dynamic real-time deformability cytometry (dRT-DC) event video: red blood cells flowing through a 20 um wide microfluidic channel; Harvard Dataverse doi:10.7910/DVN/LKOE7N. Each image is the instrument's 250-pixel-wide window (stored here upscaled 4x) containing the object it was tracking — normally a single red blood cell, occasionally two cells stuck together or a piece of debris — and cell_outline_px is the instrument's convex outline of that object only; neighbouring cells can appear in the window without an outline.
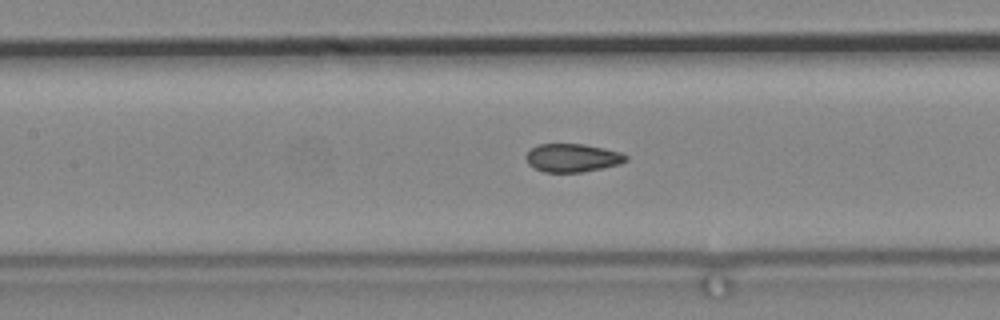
{"species": "common noctule bat (a hibernating species)", "species_latin": "Nyctalus noctula", "temperature_condition": "cold", "stored_images_in_passage": 55, "segment_of_instrument_passage": [2, 2], "camera_frame_rate_fps": 3000, "um_per_image_px": 0.085, "animal": {"sex": "male", "body_mass_g": 19.2, "forearm_length_mm": 51.8}, "frame": {"image": 1, "passage_image": 20, "time_ms": 6.333, "image_size_px": [1000, 320], "cell_outline_px": [[628, 160], [620, 164], [584, 172], [544, 172], [528, 164], [524, 156], [532, 148], [540, 144], [584, 144], [604, 148], [620, 152], [628, 156]], "centroid_in_image_um": [48.67, 13.42], "position_along_channel_um": 158.7, "area_um2": 16.47}}
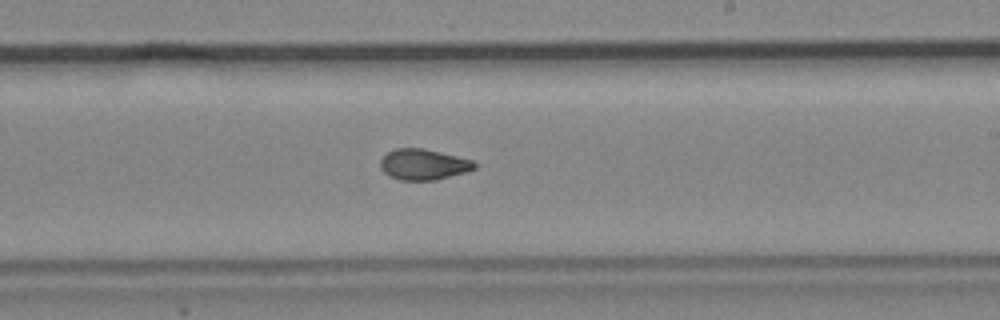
{"frame": {"image": 2, "passage_image": 29, "time_ms": 9.333, "image_size_px": [1000, 320], "cell_outline_px": [[476, 168], [464, 172], [436, 180], [400, 180], [388, 176], [380, 168], [380, 160], [388, 152], [396, 148], [424, 148], [472, 160], [476, 164]], "centroid_in_image_um": [35.96, 13.98], "position_along_channel_um": 253.0, "area_um2": 16.82}}
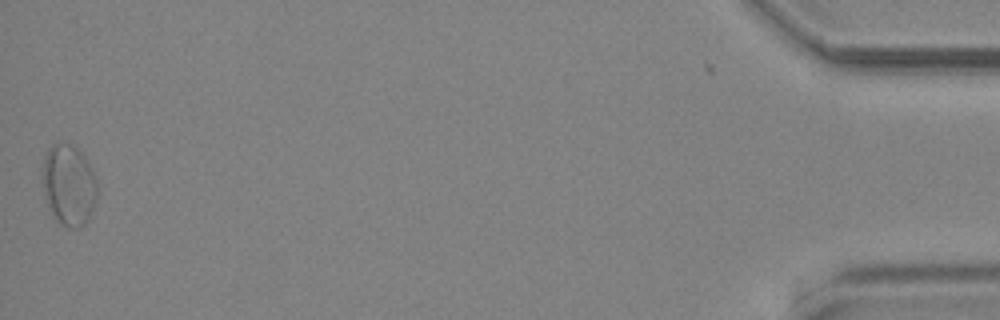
{"frame": {"image": 3, "passage_image": 55, "time_ms": 18.0, "image_size_px": [1000, 320], "cell_outline_px": [[96, 196], [92, 208], [84, 224], [80, 228], [68, 228], [60, 224], [52, 216], [44, 196], [40, 176], [44, 156], [48, 148], [56, 140], [60, 140], [72, 144], [88, 160], [96, 176]], "centroid_in_image_um": [5.79, 15.67], "position_along_channel_um": 429.4, "area_um2": 26.53}}